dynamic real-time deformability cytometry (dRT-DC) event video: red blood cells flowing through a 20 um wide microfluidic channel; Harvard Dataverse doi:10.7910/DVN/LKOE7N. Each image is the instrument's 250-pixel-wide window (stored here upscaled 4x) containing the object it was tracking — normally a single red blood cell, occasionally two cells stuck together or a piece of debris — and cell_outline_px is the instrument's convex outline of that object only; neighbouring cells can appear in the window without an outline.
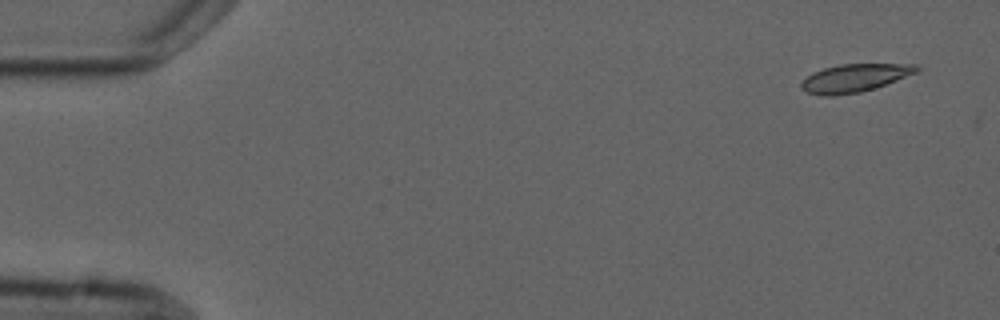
{"species": "common noctule bat (a hibernating species)", "species_latin": "Nyctalus noctula", "temperature_condition": "cold", "stored_images_in_passage": 5, "segment_of_instrument_passage": [2, 2], "camera_frame_rate_fps": 3000, "um_per_image_px": 0.085, "animal": {"sex": "male", "forearm_length_mm": 52.5}, "frame": {"image": 1, "passage_image": 5, "time_ms": 4.667, "image_size_px": [1000, 320], "cell_outline_px": [[920, 72], [860, 92], [832, 96], [820, 96], [808, 92], [800, 88], [800, 84], [812, 72], [824, 68], [840, 64], [916, 64], [920, 68]], "centroid_in_image_um": [72.64, 6.62], "position_along_channel_um": 12.4, "area_um2": 18.73}}